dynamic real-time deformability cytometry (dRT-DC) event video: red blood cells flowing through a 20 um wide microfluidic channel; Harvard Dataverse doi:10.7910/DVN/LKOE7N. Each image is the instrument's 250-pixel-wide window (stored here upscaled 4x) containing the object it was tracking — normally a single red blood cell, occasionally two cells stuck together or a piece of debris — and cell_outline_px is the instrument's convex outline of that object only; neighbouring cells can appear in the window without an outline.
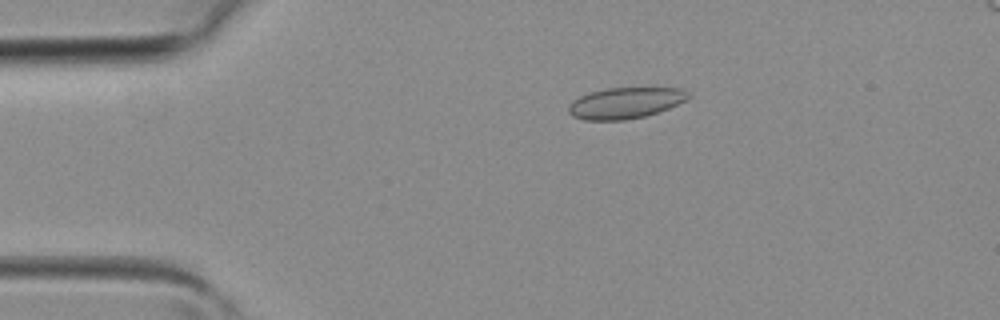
{"species": "common noctule bat (a hibernating species)", "species_latin": "Nyctalus noctula", "temperature_condition": "room temperature", "stored_images_in_passage": 2, "camera_frame_rate_fps": 3000, "um_per_image_px": 0.085, "animal": {"sex": "female", "body_mass_g": 19.3, "forearm_length_mm": 54.1}, "frame": {"image": 1, "passage_image": 1, "time_ms": 0.0, "image_size_px": [1000, 320], "cell_outline_px": [[692, 96], [688, 100], [668, 108], [644, 116], [624, 120], [584, 120], [572, 116], [568, 112], [568, 108], [572, 100], [580, 96], [592, 92], [608, 88], [684, 88]], "centroid_in_image_um": [53.17, 8.75], "position_along_channel_um": 31.8, "area_um2": 21.68}}